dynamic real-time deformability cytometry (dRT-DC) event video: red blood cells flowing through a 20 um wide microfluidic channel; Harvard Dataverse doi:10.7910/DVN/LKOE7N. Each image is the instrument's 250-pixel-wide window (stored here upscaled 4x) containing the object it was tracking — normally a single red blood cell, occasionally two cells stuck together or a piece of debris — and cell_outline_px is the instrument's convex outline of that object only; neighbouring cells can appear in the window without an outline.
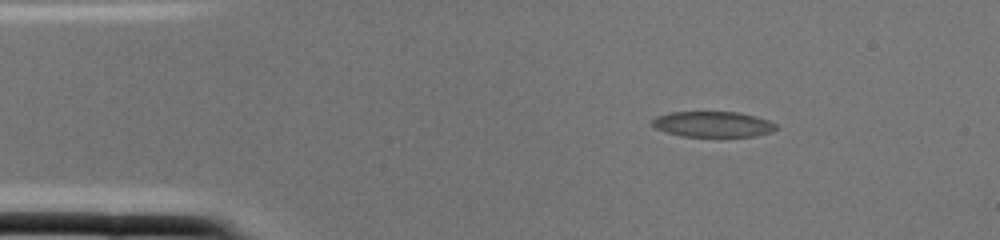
{"species": "common noctule bat (a hibernating species)", "species_latin": "Nyctalus noctula", "temperature_condition": "cold", "stored_images_in_passage": 1, "camera_frame_rate_fps": 3000, "um_per_image_px": 0.085, "animal": {"sex": "female", "body_mass_g": 22.0, "forearm_length_mm": 56.7}, "frame": {"image": 1, "passage_image": 1, "time_ms": 0.0, "image_size_px": [1000, 240], "cell_outline_px": [[776, 128], [772, 132], [756, 136], [720, 140], [716, 140], [680, 136], [664, 132], [656, 128], [652, 124], [652, 120], [656, 116], [672, 112], [740, 112], [756, 116], [768, 120], [776, 124]], "centroid_in_image_um": [60.62, 10.62], "position_along_channel_um": 24.4, "area_um2": 19.65}}